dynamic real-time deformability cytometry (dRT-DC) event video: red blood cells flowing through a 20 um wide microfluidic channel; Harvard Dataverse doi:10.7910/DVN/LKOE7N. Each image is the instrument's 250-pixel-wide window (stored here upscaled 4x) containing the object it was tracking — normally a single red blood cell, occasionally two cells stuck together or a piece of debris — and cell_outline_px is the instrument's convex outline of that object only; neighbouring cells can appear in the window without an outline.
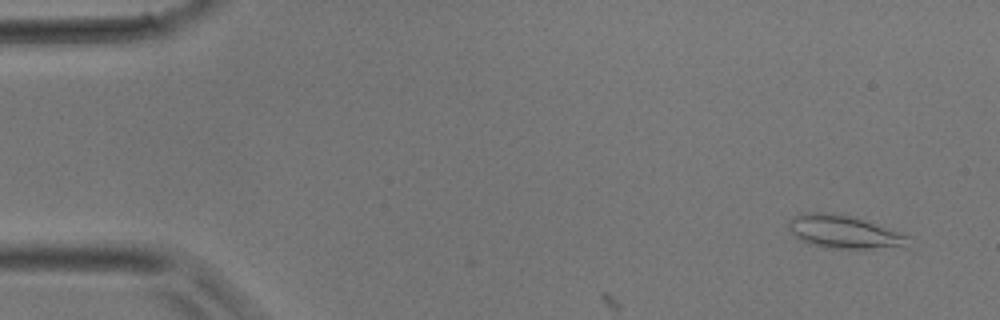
{"species": "common noctule bat (a hibernating species)", "species_latin": "Nyctalus noctula", "temperature_condition": "room temperature", "stored_images_in_passage": 8, "camera_frame_rate_fps": 3000, "um_per_image_px": 0.085, "animal": {"sex": "male", "body_mass_g": 17.9}, "frame": {"image": 1, "passage_image": 3, "time_ms": 0.667, "image_size_px": [1000, 320], "cell_outline_px": [[912, 248], [828, 248], [808, 244], [800, 240], [788, 228], [788, 220], [792, 216], [800, 212], [832, 212], [856, 216], [904, 232], [908, 236]], "centroid_in_image_um": [71.82, 19.69], "position_along_channel_um": 13.2, "area_um2": 24.1}}